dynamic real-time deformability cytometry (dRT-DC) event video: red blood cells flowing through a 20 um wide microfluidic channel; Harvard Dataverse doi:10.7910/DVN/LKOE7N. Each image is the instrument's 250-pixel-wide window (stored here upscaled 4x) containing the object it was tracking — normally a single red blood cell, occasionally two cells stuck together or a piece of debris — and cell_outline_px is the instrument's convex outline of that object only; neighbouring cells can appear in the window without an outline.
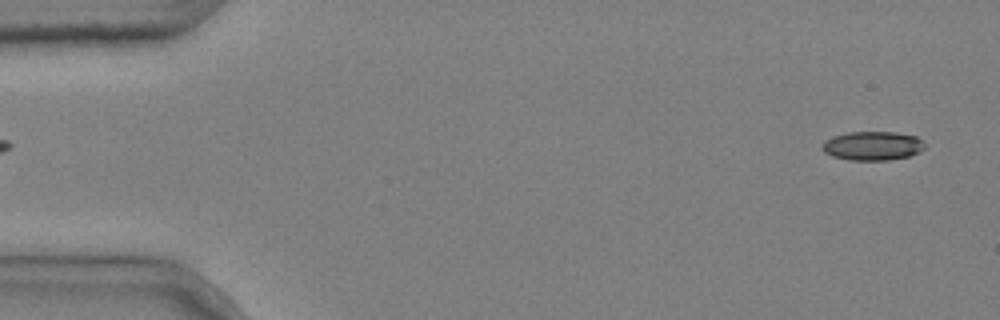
{"species": "common noctule bat (a hibernating species)", "species_latin": "Nyctalus noctula", "temperature_condition": "cold", "stored_images_in_passage": 5, "segment_of_instrument_passage": [2, 2], "camera_frame_rate_fps": 3000, "um_per_image_px": 0.085, "animal": {"sex": "male", "body_mass_g": 20.4}, "frame": {"image": 1, "passage_image": 5, "time_ms": 1.333, "image_size_px": [1000, 320], "cell_outline_px": [[924, 148], [920, 152], [908, 156], [888, 160], [848, 160], [832, 156], [824, 152], [820, 148], [820, 144], [824, 140], [832, 136], [848, 132], [896, 132], [916, 136], [924, 144]], "centroid_in_image_um": [74.11, 12.39], "position_along_channel_um": 10.9, "area_um2": 17.46}}